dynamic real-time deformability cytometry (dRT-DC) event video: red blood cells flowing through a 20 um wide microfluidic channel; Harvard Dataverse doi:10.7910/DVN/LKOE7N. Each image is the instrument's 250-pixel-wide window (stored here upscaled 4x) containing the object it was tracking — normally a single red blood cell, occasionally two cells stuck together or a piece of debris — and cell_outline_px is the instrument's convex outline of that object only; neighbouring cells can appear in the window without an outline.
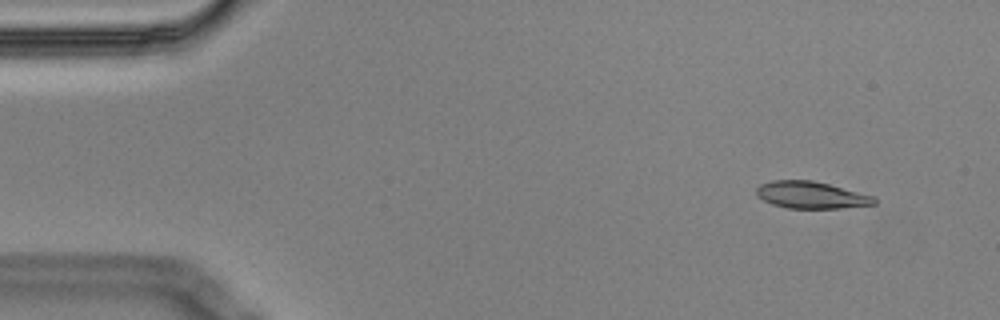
{"species": "Egyptian fruit bat (a non-hibernating species)", "species_latin": "Rousettus aegyptiacus", "temperature_condition": "cold", "stored_images_in_passage": 5, "camera_frame_rate_fps": 3000, "um_per_image_px": 0.085, "animal": {"sex": "male"}, "frame": {"image": 1, "passage_image": 2, "time_ms": 0.333, "image_size_px": [1000, 320], "cell_outline_px": [[876, 204], [840, 208], [788, 208], [772, 204], [756, 196], [756, 188], [760, 184], [772, 180], [812, 180], [876, 196]], "centroid_in_image_um": [68.94, 16.57], "position_along_channel_um": 16.1, "area_um2": 18.55}}
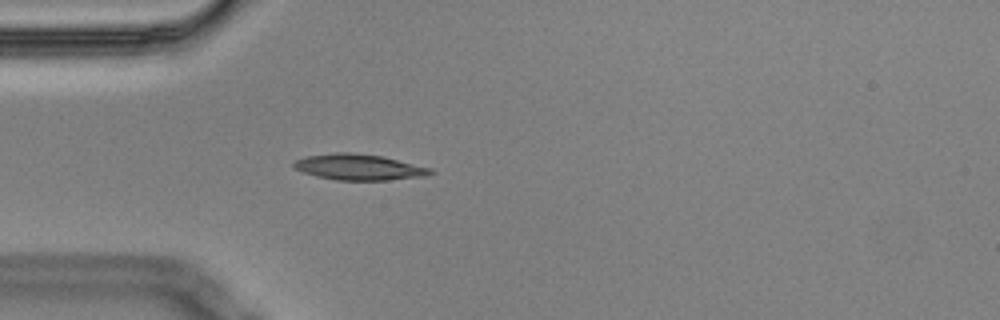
{"frame": {"image": 2, "passage_image": 5, "time_ms": 1.333, "image_size_px": [1000, 320], "cell_outline_px": [[436, 172], [424, 176], [388, 180], [336, 180], [316, 176], [304, 172], [296, 168], [292, 164], [296, 160], [308, 156], [336, 152], [348, 152], [384, 156], [432, 168]], "centroid_in_image_um": [30.56, 14.2], "position_along_channel_um": 54.4, "area_um2": 20.58}}